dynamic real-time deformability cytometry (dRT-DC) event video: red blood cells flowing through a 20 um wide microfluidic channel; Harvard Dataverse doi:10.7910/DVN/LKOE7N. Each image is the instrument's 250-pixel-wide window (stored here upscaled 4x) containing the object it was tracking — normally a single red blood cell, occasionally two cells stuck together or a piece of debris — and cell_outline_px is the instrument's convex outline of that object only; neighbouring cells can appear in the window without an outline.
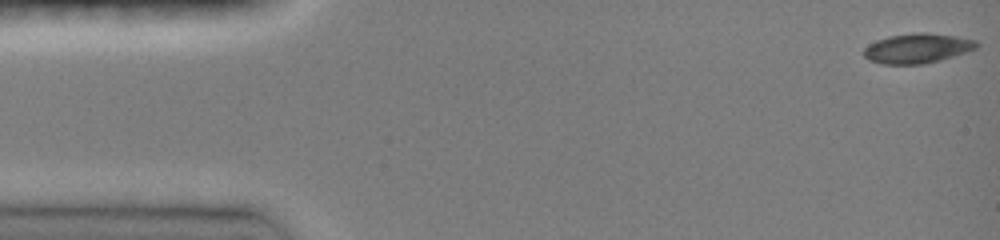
{"species": "common noctule bat (a hibernating species)", "species_latin": "Nyctalus noctula", "temperature_condition": "room temperature", "stored_images_in_passage": 47, "camera_frame_rate_fps": 3000, "um_per_image_px": 0.085, "animal": {"sex": "female", "body_mass_g": 19.0, "forearm_length_mm": 51.5}, "frame": {"image": 1, "passage_image": 1, "time_ms": 0.0, "image_size_px": [1000, 240], "cell_outline_px": [[980, 44], [976, 48], [940, 60], [920, 64], [880, 64], [868, 60], [864, 56], [864, 48], [868, 44], [876, 40], [888, 36], [916, 32], [924, 32], [956, 36], [976, 40]], "centroid_in_image_um": [77.93, 4.1], "position_along_channel_um": 7.1, "area_um2": 19.54}}
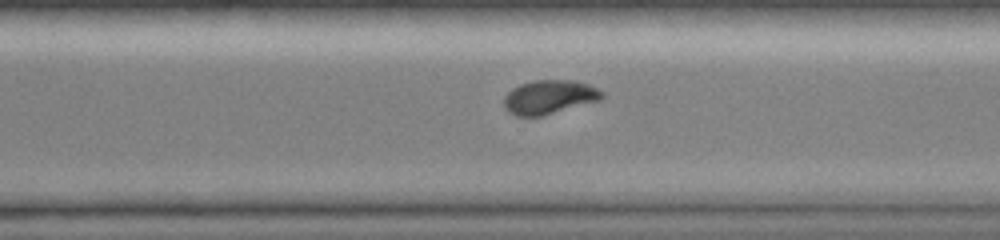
{"frame": {"image": 2, "passage_image": 33, "time_ms": 10.667, "image_size_px": [1000, 240], "cell_outline_px": [[604, 96], [600, 100], [540, 116], [516, 116], [508, 112], [504, 108], [504, 96], [512, 88], [520, 84], [536, 80], [572, 80], [588, 84], [604, 92]], "centroid_in_image_um": [46.67, 8.24], "position_along_channel_um": 323.9, "area_um2": 19.31}}
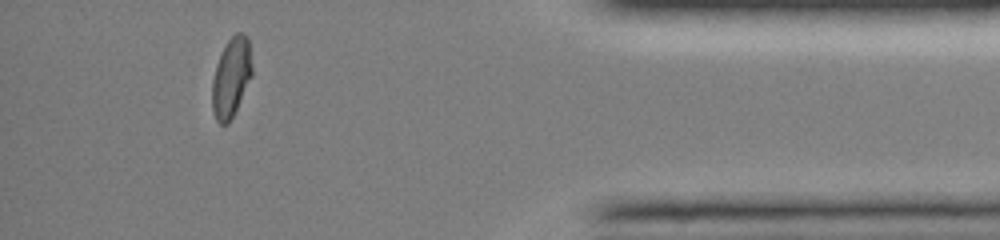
{"frame": {"image": 3, "passage_image": 42, "time_ms": 13.667, "image_size_px": [1000, 240], "cell_outline_px": [[252, 76], [228, 124], [220, 124], [216, 120], [212, 112], [212, 80], [216, 64], [228, 40], [236, 32], [240, 32], [248, 36], [252, 64]], "centroid_in_image_um": [19.65, 6.57], "position_along_channel_um": 415.6, "area_um2": 18.38}, "authors_computed_cell_mechanics": {"area_um2": 19.5364, "velocity_mm_per_s": 4.1118, "shape_relaxation_time_tau1_ms": 4.9257, "shape_relaxation_time_tau2_ms": 1.4815, "deformation_change_tau1": 0.1642, "deformation_change_tau2": 0.0311}}